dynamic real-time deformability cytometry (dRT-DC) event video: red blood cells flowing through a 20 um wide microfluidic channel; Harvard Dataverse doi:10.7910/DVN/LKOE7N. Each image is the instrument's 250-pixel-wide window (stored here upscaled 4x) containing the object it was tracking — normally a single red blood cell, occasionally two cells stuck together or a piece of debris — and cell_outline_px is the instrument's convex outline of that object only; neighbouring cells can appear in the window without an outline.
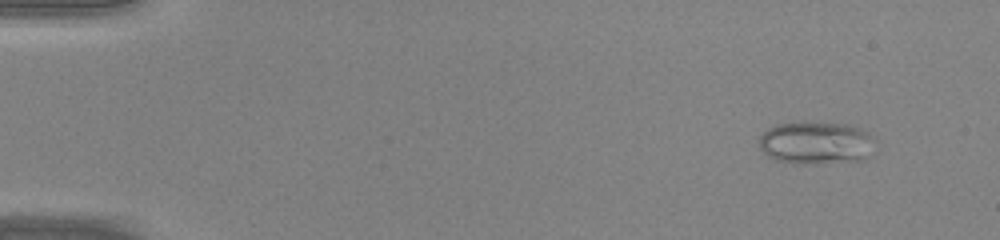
{"species": "common noctule bat (a hibernating species)", "species_latin": "Nyctalus noctula", "temperature_condition": "warm", "stored_images_in_passage": 46, "camera_frame_rate_fps": 3000, "um_per_image_px": 0.085, "animal": {"sex": "male", "body_mass_g": 20.0, "forearm_length_mm": 53.3}, "frame": {"image": 1, "passage_image": 5, "time_ms": 1.333, "image_size_px": [1000, 240], "cell_outline_px": [[876, 152], [860, 160], [804, 164], [776, 160], [768, 156], [760, 148], [760, 136], [768, 128], [776, 124], [848, 124], [860, 128], [868, 132], [876, 140]], "centroid_in_image_um": [69.44, 12.17], "position_along_channel_um": 15.6, "area_um2": 28.55}}
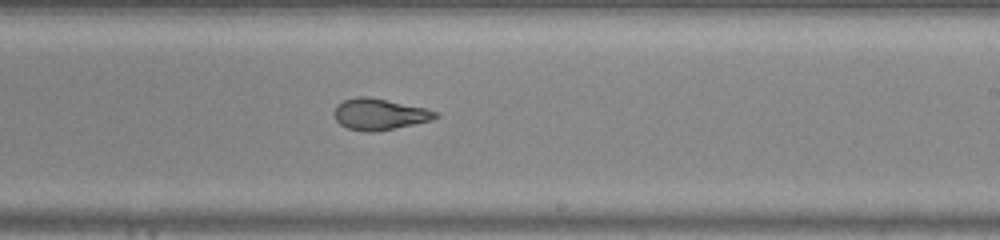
{"frame": {"image": 2, "passage_image": 29, "time_ms": 9.333, "image_size_px": [1000, 240], "cell_outline_px": [[440, 116], [432, 120], [376, 132], [364, 132], [348, 128], [340, 124], [336, 120], [332, 112], [336, 104], [344, 100], [356, 96], [368, 96], [424, 108], [436, 112]], "centroid_in_image_um": [32.2, 9.71], "position_along_channel_um": 256.8, "area_um2": 18.5}}
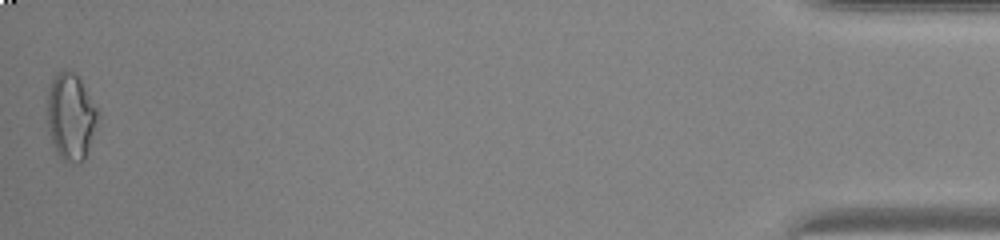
{"frame": {"image": 3, "passage_image": 46, "time_ms": 15.0, "image_size_px": [1000, 240], "cell_outline_px": [[100, 116], [84, 160], [80, 164], [76, 164], [64, 160], [56, 152], [52, 144], [48, 132], [48, 92], [52, 80], [64, 68], [72, 72], [80, 80], [96, 108]], "centroid_in_image_um": [6.01, 9.97], "position_along_channel_um": 429.2, "area_um2": 25.26}}